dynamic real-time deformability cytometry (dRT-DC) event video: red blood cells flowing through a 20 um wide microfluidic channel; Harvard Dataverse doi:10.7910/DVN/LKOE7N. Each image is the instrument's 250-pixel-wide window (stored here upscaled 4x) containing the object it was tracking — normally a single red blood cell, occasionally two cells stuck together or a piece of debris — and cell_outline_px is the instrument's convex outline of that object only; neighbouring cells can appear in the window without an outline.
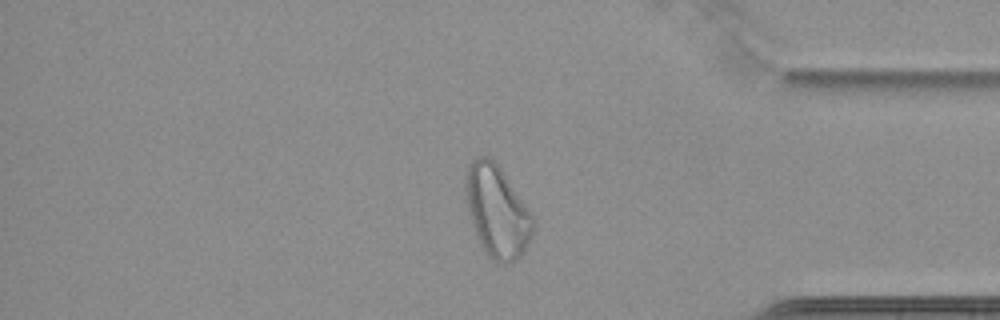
{"species": "common noctule bat (a hibernating species)", "species_latin": "Nyctalus noctula", "temperature_condition": "cold", "stored_images_in_passage": 66, "camera_frame_rate_fps": 3000, "um_per_image_px": 0.085, "animal": {"sex": "female", "body_mass_g": 22.7, "forearm_length_mm": 54.2}, "frame": {"image": 1, "passage_image": 57, "time_ms": 18.667, "image_size_px": [1000, 320], "cell_outline_px": [[532, 236], [524, 252], [516, 260], [508, 264], [496, 264], [488, 256], [480, 244], [468, 212], [464, 188], [464, 176], [468, 164], [472, 160], [480, 156], [488, 156], [504, 172], [528, 208], [532, 216]], "centroid_in_image_um": [42.22, 17.97], "position_along_channel_um": 393.0, "area_um2": 36.18}}